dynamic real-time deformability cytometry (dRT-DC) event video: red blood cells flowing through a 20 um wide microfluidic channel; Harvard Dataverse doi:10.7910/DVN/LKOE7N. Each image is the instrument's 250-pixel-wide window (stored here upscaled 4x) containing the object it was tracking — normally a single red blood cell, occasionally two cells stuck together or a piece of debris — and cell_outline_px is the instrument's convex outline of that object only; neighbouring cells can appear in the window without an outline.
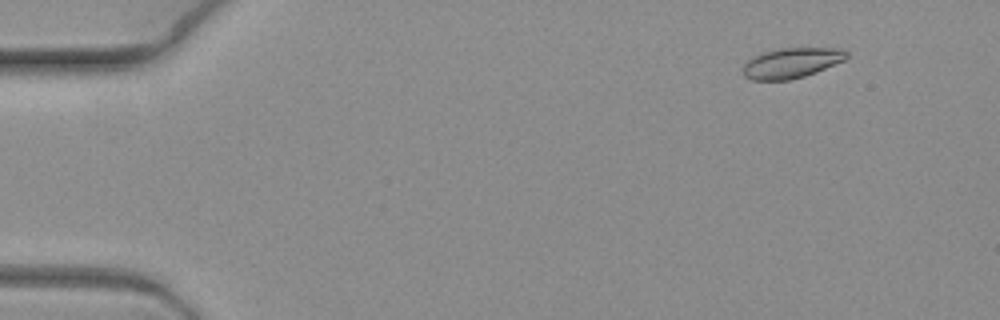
{"species": "common noctule bat (a hibernating species)", "species_latin": "Nyctalus noctula", "temperature_condition": "warm", "stored_images_in_passage": 7, "camera_frame_rate_fps": 3000, "um_per_image_px": 0.085, "animal": {"sex": "female", "body_mass_g": 19.3, "forearm_length_mm": 54.1}, "frame": {"image": 1, "passage_image": 1, "time_ms": 0.0, "image_size_px": [1000, 320], "cell_outline_px": [[848, 56], [844, 60], [816, 72], [804, 76], [788, 80], [752, 80], [744, 76], [744, 60], [764, 52], [776, 48], [840, 48], [848, 52]], "centroid_in_image_um": [67.26, 5.34], "position_along_channel_um": 17.7, "area_um2": 18.26}}
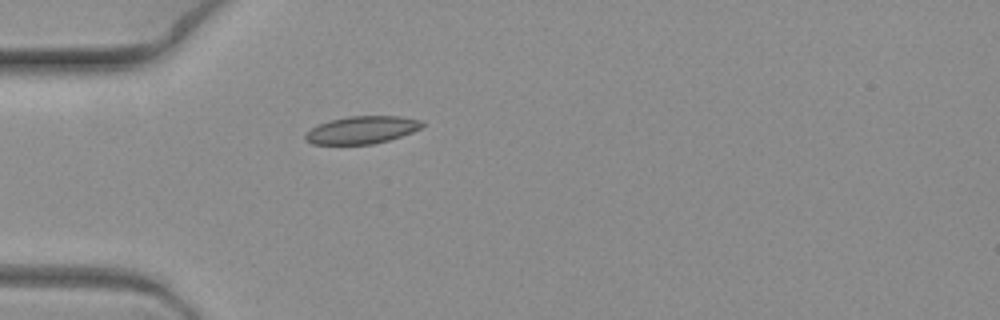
{"frame": {"image": 2, "passage_image": 5, "time_ms": 1.333, "image_size_px": [1000, 320], "cell_outline_px": [[424, 124], [420, 128], [412, 132], [388, 140], [372, 144], [312, 144], [304, 140], [304, 132], [316, 124], [348, 116], [400, 116], [420, 120]], "centroid_in_image_um": [30.69, 11.04], "position_along_channel_um": 54.3, "area_um2": 18.79}}
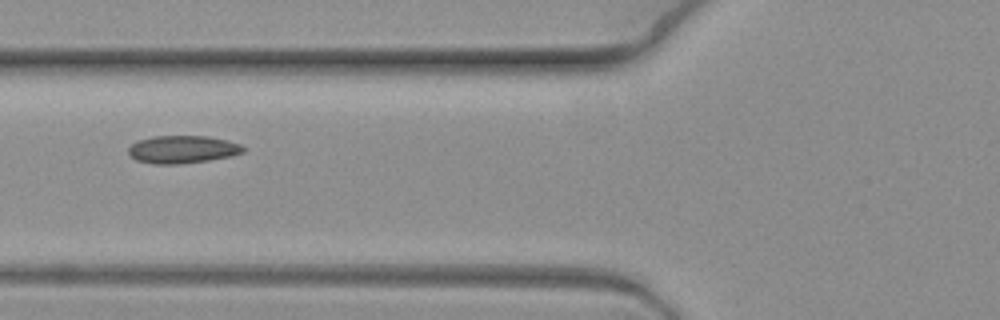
{"frame": {"image": 3, "passage_image": 7, "time_ms": 2.0, "image_size_px": [1000, 320], "cell_outline_px": [[248, 148], [244, 152], [232, 156], [208, 160], [180, 164], [152, 164], [136, 160], [128, 152], [128, 148], [132, 144], [140, 140], [152, 136], [208, 136], [228, 140], [240, 144]], "centroid_in_image_um": [15.56, 12.7], "position_along_channel_um": 110.2, "area_um2": 18.67}}